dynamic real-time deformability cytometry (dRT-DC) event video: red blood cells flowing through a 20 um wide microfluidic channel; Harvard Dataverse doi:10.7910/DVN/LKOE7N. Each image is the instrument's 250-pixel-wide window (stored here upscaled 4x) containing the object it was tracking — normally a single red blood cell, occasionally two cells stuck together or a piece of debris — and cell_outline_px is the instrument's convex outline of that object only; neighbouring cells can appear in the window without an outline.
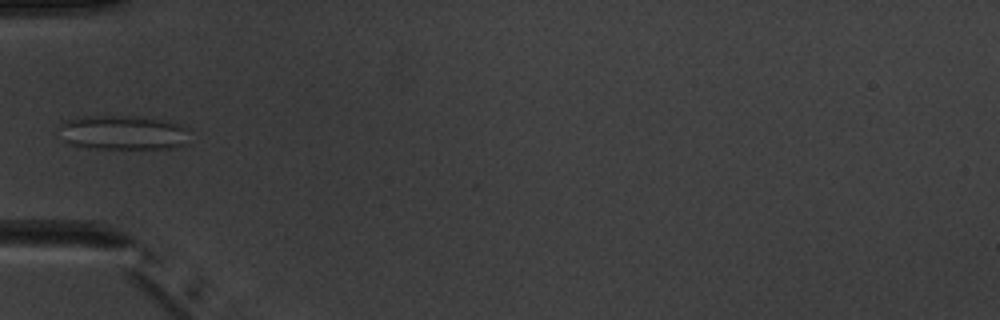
{"species": "common noctule bat (a hibernating species)", "species_latin": "Nyctalus noctula", "temperature_condition": "warm", "stored_images_in_passage": 4, "camera_frame_rate_fps": 3000, "um_per_image_px": 0.085, "animal": {"sex": "male", "body_mass_g": 20.1, "forearm_length_mm": 53.5}, "frame": {"image": 1, "passage_image": 4, "time_ms": 4.333, "image_size_px": [1000, 320], "cell_outline_px": [[188, 128], [184, 144], [172, 148], [96, 148], [72, 144], [64, 140], [60, 124], [64, 120], [84, 116], [124, 116], [168, 120], [180, 124]], "centroid_in_image_um": [10.47, 11.25], "position_along_channel_um": 74.5, "area_um2": 25.72}}